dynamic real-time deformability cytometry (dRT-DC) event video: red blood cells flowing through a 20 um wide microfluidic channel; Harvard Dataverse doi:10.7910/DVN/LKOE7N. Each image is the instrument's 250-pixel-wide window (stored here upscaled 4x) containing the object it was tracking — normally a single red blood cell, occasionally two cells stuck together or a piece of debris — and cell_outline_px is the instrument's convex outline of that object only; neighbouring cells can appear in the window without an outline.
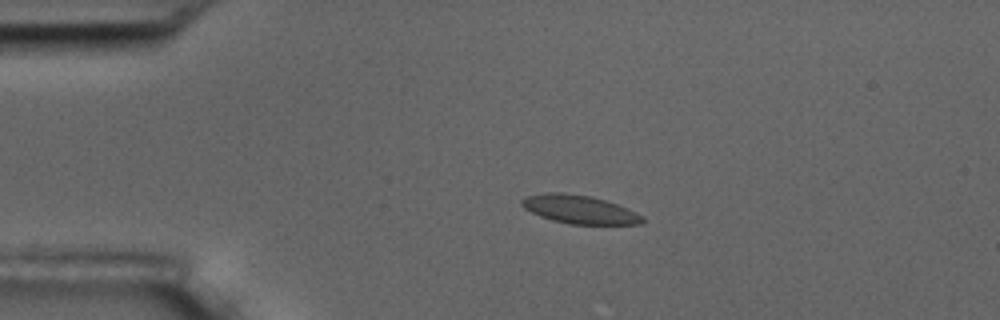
{"species": "common noctule bat (a hibernating species)", "species_latin": "Nyctalus noctula", "temperature_condition": "room temperature", "stored_images_in_passage": 4, "camera_frame_rate_fps": 3000, "um_per_image_px": 0.085, "animal": {"sex": "male", "body_mass_g": 17.5, "forearm_length_mm": 52.3}, "frame": {"image": 1, "passage_image": 3, "time_ms": 2.333, "image_size_px": [1000, 320], "cell_outline_px": [[644, 224], [568, 224], [552, 220], [540, 216], [524, 208], [520, 204], [520, 200], [524, 196], [544, 192], [564, 192], [592, 196], [628, 208], [644, 216]], "centroid_in_image_um": [49.23, 17.79], "position_along_channel_um": 35.8, "area_um2": 20.23}}